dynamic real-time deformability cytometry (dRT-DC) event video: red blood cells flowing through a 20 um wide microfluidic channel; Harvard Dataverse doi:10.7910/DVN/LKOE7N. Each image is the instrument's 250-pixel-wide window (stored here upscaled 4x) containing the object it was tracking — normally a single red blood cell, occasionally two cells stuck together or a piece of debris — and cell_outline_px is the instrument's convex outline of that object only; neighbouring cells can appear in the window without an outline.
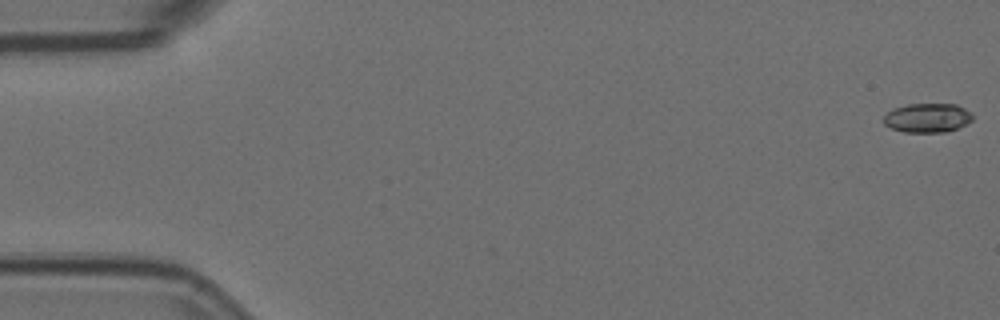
{"species": "Egyptian fruit bat (a non-hibernating species)", "species_latin": "Rousettus aegyptiacus", "temperature_condition": "room temperature", "stored_images_in_passage": 8, "camera_frame_rate_fps": 3000, "um_per_image_px": 0.085, "animal": {"sex": "female"}, "frame": {"image": 1, "passage_image": 1, "time_ms": 0.0, "image_size_px": [1000, 320], "cell_outline_px": [[972, 120], [948, 132], [904, 132], [892, 128], [884, 124], [884, 116], [888, 112], [896, 108], [908, 104], [956, 104], [972, 112]], "centroid_in_image_um": [78.85, 10.02], "position_along_channel_um": 6.2, "area_um2": 14.97}}
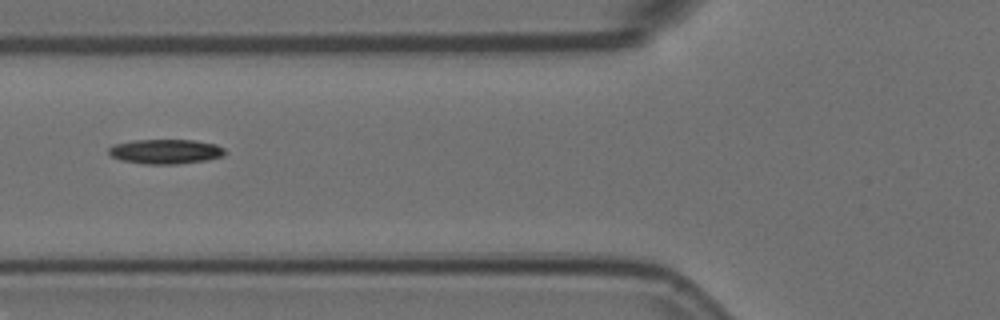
{"frame": {"image": 2, "passage_image": 7, "time_ms": 2.0, "image_size_px": [1000, 320], "cell_outline_px": [[224, 156], [208, 160], [176, 164], [144, 164], [120, 160], [112, 156], [108, 152], [108, 148], [112, 144], [132, 140], [196, 140], [216, 144], [224, 148]], "centroid_in_image_um": [14.06, 12.87], "position_along_channel_um": 111.7, "area_um2": 16.88}}
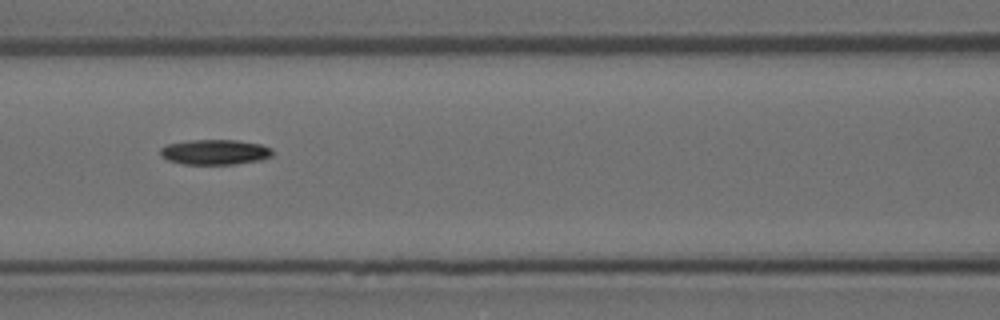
{"frame": {"image": 3, "passage_image": 8, "time_ms": 2.333, "image_size_px": [1000, 320], "cell_outline_px": [[272, 156], [260, 160], [236, 164], [184, 164], [168, 160], [160, 156], [160, 148], [168, 144], [188, 140], [236, 140], [260, 144], [272, 148]], "centroid_in_image_um": [18.26, 12.92], "position_along_channel_um": 148.3, "area_um2": 16.47}}